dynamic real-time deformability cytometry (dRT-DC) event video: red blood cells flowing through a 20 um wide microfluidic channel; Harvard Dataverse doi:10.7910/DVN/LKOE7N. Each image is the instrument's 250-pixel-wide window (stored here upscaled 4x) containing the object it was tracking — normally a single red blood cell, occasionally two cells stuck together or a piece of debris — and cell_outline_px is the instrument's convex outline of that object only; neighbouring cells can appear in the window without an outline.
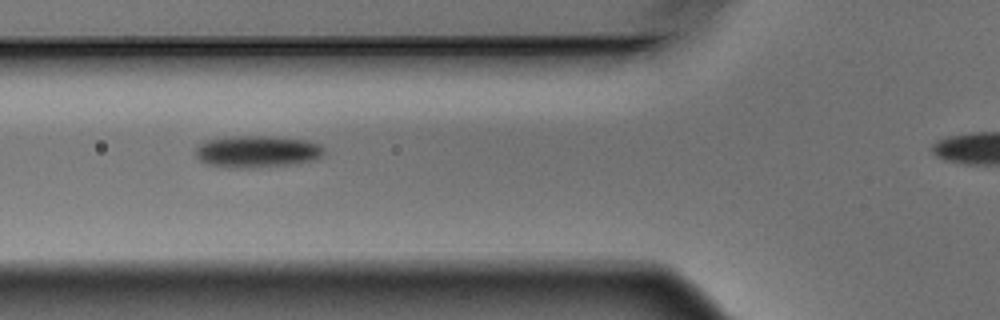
{"species": "Egyptian fruit bat (a non-hibernating species)", "species_latin": "Rousettus aegyptiacus", "temperature_condition": "warm", "stored_images_in_passage": 6, "camera_frame_rate_fps": 3000, "um_per_image_px": 0.085, "animal": {"sex": "male"}, "frame": {"image": 1, "passage_image": 3, "time_ms": 0.667, "image_size_px": [1000, 320], "cell_outline_px": [[324, 152], [316, 160], [288, 164], [252, 168], [244, 168], [208, 164], [200, 160], [196, 156], [196, 148], [204, 140], [232, 136], [272, 136], [304, 140], [320, 144], [324, 148]], "centroid_in_image_um": [21.86, 12.87], "position_along_channel_um": 103.9, "area_um2": 23.7}}
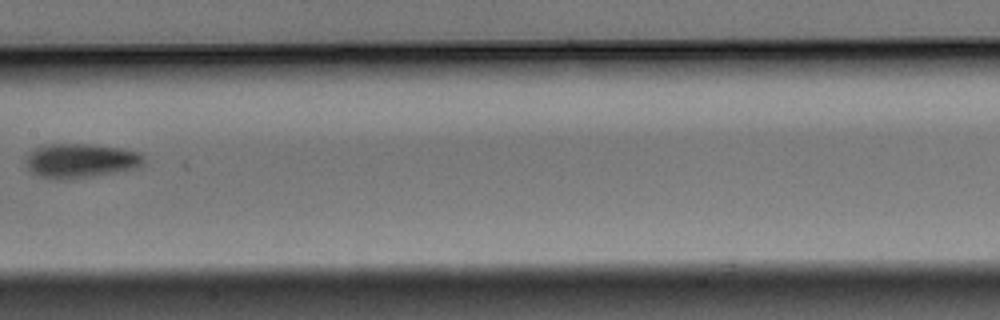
{"frame": {"image": 2, "passage_image": 5, "time_ms": 1.333, "image_size_px": [1000, 320], "cell_outline_px": [[144, 164], [136, 168], [116, 172], [60, 180], [52, 180], [40, 176], [32, 172], [28, 168], [28, 156], [36, 148], [52, 144], [88, 144], [124, 148], [140, 152], [144, 156]], "centroid_in_image_um": [6.92, 13.66], "position_along_channel_um": 200.5, "area_um2": 23.29}}
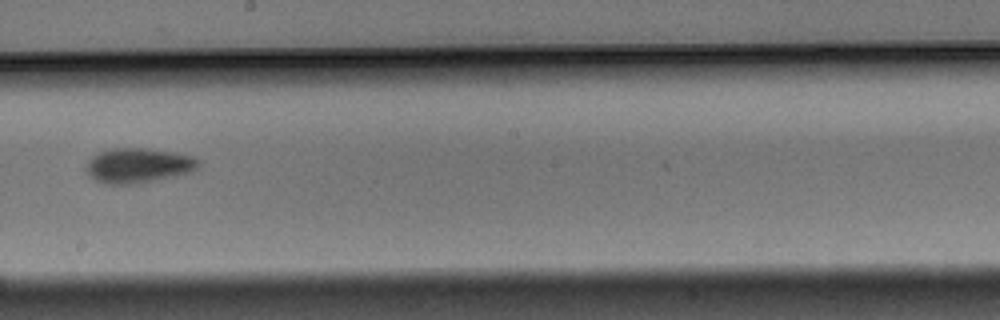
{"frame": {"image": 3, "passage_image": 6, "time_ms": 1.667, "image_size_px": [1000, 320], "cell_outline_px": [[200, 164], [192, 172], [176, 176], [132, 184], [108, 184], [96, 180], [88, 172], [88, 160], [92, 156], [100, 152], [112, 148], [148, 148], [176, 152], [192, 156], [200, 160]], "centroid_in_image_um": [11.81, 14.05], "position_along_channel_um": 236.4, "area_um2": 22.66}}